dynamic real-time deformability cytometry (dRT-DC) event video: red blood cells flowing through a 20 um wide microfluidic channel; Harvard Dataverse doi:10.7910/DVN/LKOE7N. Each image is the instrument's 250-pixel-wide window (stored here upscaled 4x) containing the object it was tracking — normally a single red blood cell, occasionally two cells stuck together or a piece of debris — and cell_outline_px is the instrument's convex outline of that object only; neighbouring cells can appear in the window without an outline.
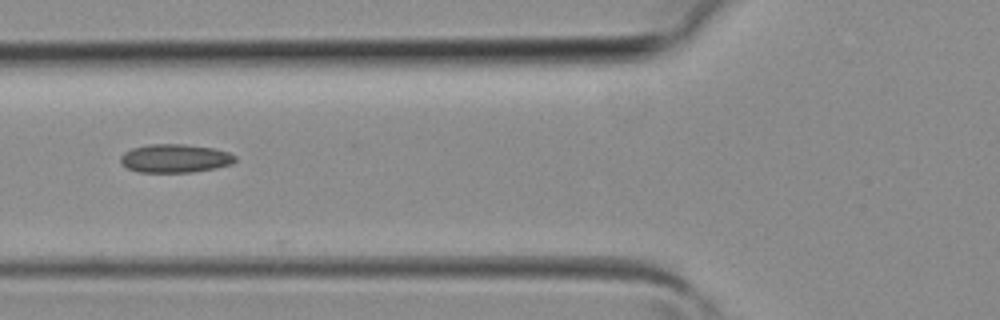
{"species": "common noctule bat (a hibernating species)", "species_latin": "Nyctalus noctula", "temperature_condition": "room temperature", "stored_images_in_passage": 5, "camera_frame_rate_fps": 3000, "um_per_image_px": 0.085, "animal": {"sex": "female", "body_mass_g": 19.3, "forearm_length_mm": 54.1}, "frame": {"image": 1, "passage_image": 5, "time_ms": 1.333, "image_size_px": [1000, 320], "cell_outline_px": [[236, 160], [232, 164], [216, 168], [192, 172], [136, 172], [120, 164], [120, 156], [124, 152], [132, 148], [148, 144], [184, 144], [212, 148], [228, 152], [236, 156]], "centroid_in_image_um": [14.85, 13.46], "position_along_channel_um": 110.9, "area_um2": 19.13}}